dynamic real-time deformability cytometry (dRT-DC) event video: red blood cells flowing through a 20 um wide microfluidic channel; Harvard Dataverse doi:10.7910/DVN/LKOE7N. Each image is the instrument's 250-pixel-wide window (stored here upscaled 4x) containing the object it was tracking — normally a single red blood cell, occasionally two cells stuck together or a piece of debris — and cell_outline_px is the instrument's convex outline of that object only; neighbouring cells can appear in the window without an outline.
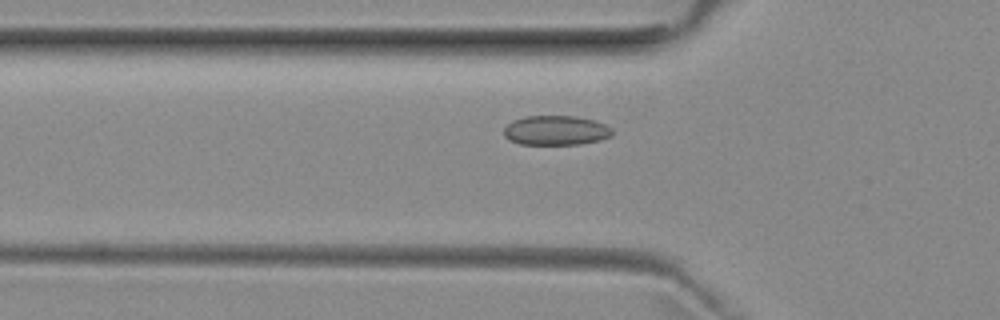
{"species": "common noctule bat (a hibernating species)", "species_latin": "Nyctalus noctula", "temperature_condition": "room temperature", "stored_images_in_passage": 47, "camera_frame_rate_fps": 3000, "um_per_image_px": 0.085, "animal": {"sex": "female", "body_mass_g": 29.2, "forearm_length_mm": 56.3}, "frame": {"image": 1, "passage_image": 18, "time_ms": 5.667, "image_size_px": [1000, 320], "cell_outline_px": [[612, 136], [600, 140], [580, 144], [520, 144], [508, 140], [504, 136], [504, 128], [512, 120], [524, 116], [576, 116], [592, 120], [604, 124], [612, 128]], "centroid_in_image_um": [47.23, 11.08], "position_along_channel_um": 78.6, "area_um2": 18.73}}
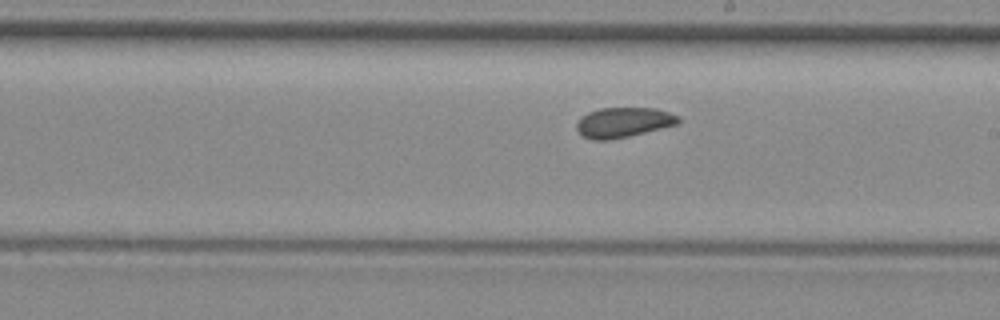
{"frame": {"image": 2, "passage_image": 30, "time_ms": 9.667, "image_size_px": [1000, 320], "cell_outline_px": [[680, 120], [676, 124], [628, 136], [608, 140], [592, 140], [584, 136], [576, 128], [576, 124], [580, 116], [588, 112], [600, 108], [656, 108], [680, 116]], "centroid_in_image_um": [52.95, 10.39], "position_along_channel_um": 236.0, "area_um2": 17.63}}
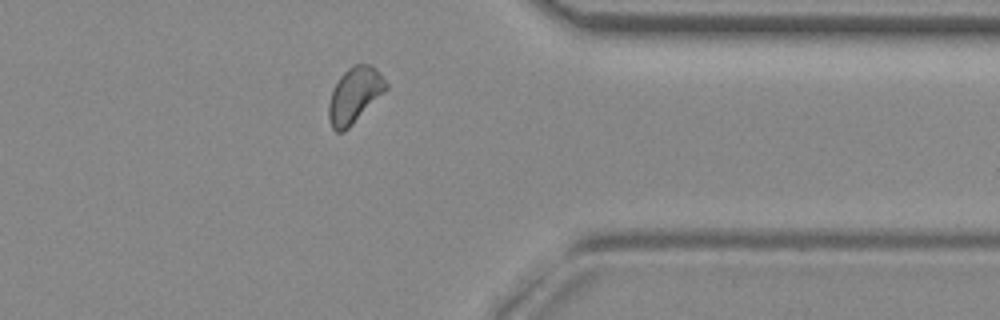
{"frame": {"image": 3, "passage_image": 42, "time_ms": 13.667, "image_size_px": [1000, 320], "cell_outline_px": [[388, 88], [344, 132], [336, 132], [332, 128], [328, 116], [328, 104], [332, 92], [340, 76], [352, 64], [372, 64], [376, 68], [388, 84]], "centroid_in_image_um": [30.13, 8.07], "position_along_channel_um": 381.3, "area_um2": 18.38}}